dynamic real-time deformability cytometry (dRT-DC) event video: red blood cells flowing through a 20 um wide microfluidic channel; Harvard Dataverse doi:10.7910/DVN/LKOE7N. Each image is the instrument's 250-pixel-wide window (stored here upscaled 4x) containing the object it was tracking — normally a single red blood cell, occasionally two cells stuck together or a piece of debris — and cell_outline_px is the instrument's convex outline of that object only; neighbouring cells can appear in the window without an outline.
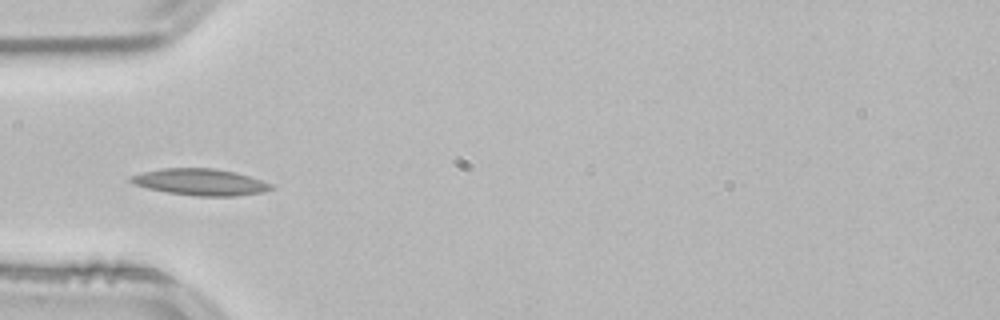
{"species": "common noctule bat (a hibernating species)", "species_latin": "Nyctalus noctula", "temperature_condition": "room temperature", "stored_images_in_passage": 37, "camera_frame_rate_fps": 3000, "um_per_image_px": 0.085, "animal": {"sex": "male", "body_mass_g": 21.5, "forearm_length_mm": 52.0}, "frame": {"image": 1, "passage_image": 1, "time_ms": 0.0, "image_size_px": [1000, 320], "cell_outline_px": [[276, 188], [264, 192], [236, 196], [196, 196], [164, 192], [132, 184], [128, 180], [128, 176], [160, 168], [216, 168], [236, 172], [272, 184]], "centroid_in_image_um": [17.01, 15.47], "position_along_channel_um": 68.0, "area_um2": 21.96}, "authors_computed_cell_mechanics": {"area_um2": 19.1896, "velocity_mm_per_s": 3.8009, "shape_relaxation_time_tau1_ms": 8.4858, "shape_relaxation_time_tau2_ms": 4.0955, "deformation_change_tau1": 0.1739, "deformation_change_tau2": 0.112}}